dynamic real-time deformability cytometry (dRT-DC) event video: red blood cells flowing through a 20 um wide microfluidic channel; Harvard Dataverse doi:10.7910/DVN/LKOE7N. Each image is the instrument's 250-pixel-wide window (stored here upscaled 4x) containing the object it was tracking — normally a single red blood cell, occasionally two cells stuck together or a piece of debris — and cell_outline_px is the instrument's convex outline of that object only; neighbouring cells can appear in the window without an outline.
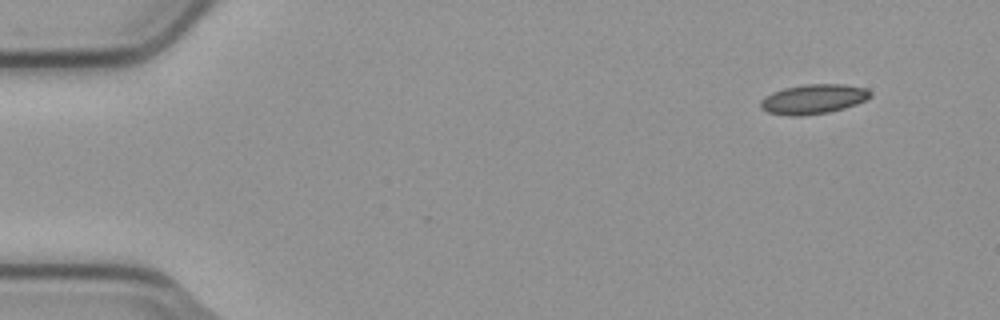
{"species": "common noctule bat (a hibernating species)", "species_latin": "Nyctalus noctula", "temperature_condition": "cold", "stored_images_in_passage": 4, "camera_frame_rate_fps": 3000, "um_per_image_px": 0.085, "animal": {"sex": "male", "body_mass_g": 23.1, "forearm_length_mm": 52.7}, "frame": {"image": 1, "passage_image": 1, "time_ms": 0.0, "image_size_px": [1000, 320], "cell_outline_px": [[872, 96], [856, 104], [844, 108], [828, 112], [804, 116], [788, 116], [768, 112], [760, 108], [760, 100], [764, 96], [772, 92], [784, 88], [808, 84], [844, 84], [864, 88], [872, 92]], "centroid_in_image_um": [69.1, 8.43], "position_along_channel_um": 15.9, "area_um2": 19.02}}
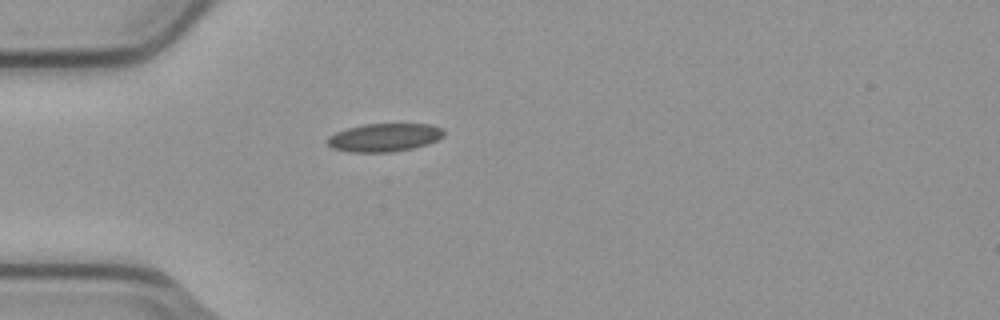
{"frame": {"image": 2, "passage_image": 4, "time_ms": 1.0, "image_size_px": [1000, 320], "cell_outline_px": [[444, 136], [428, 144], [412, 148], [392, 152], [348, 152], [332, 148], [328, 144], [328, 136], [336, 132], [348, 128], [364, 124], [432, 124], [444, 128]], "centroid_in_image_um": [32.69, 11.68], "position_along_channel_um": 52.3, "area_um2": 19.19}}